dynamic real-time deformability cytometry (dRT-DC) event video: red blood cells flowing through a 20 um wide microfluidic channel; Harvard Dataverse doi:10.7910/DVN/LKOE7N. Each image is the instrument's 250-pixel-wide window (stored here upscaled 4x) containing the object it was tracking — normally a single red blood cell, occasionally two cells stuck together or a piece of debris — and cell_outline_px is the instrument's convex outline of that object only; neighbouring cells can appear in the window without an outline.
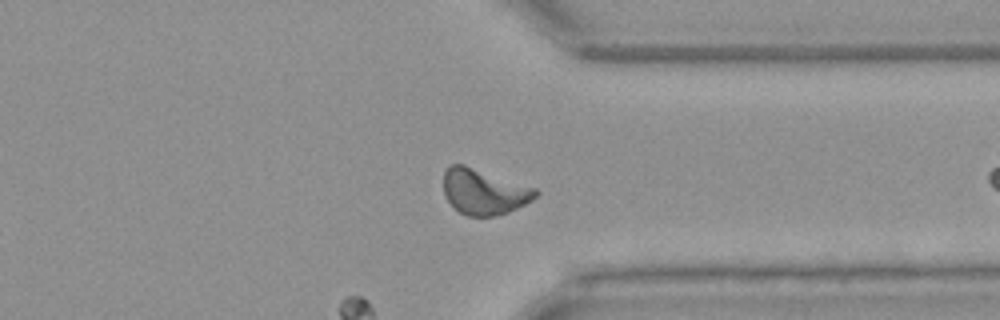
{"species": "Egyptian fruit bat (a non-hibernating species)", "species_latin": "Rousettus aegyptiacus", "temperature_condition": "warm", "stored_images_in_passage": 33, "camera_frame_rate_fps": 3000, "um_per_image_px": 0.085, "animal": {"sex": "female"}, "frame": {"image": 1, "passage_image": 33, "time_ms": 10.667, "image_size_px": [1000, 320], "cell_outline_px": [[540, 192], [532, 200], [508, 212], [496, 216], [468, 216], [460, 212], [448, 200], [444, 192], [444, 172], [448, 164], [464, 164], [536, 188]], "centroid_in_image_um": [41.14, 16.28], "position_along_channel_um": 370.3, "area_um2": 24.33}}